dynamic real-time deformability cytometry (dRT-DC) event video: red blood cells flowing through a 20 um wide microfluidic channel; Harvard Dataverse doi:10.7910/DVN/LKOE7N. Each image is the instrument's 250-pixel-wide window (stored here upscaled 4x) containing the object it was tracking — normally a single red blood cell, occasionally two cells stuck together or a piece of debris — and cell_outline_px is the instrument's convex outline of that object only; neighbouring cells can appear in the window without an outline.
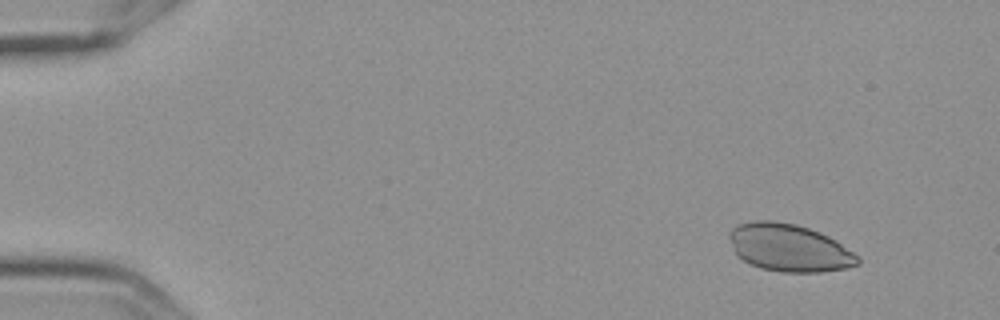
{"species": "Egyptian fruit bat (a non-hibernating species)", "species_latin": "Rousettus aegyptiacus", "temperature_condition": "cold", "stored_images_in_passage": 8, "camera_frame_rate_fps": 3000, "um_per_image_px": 0.085, "frame": {"image": 1, "passage_image": 2, "time_ms": 0.333, "image_size_px": [1000, 320], "cell_outline_px": [[860, 264], [844, 268], [820, 272], [780, 272], [760, 268], [744, 260], [736, 252], [728, 236], [728, 232], [736, 224], [756, 220], [772, 220], [796, 224], [820, 232], [836, 240], [860, 256]], "centroid_in_image_um": [67.1, 21.05], "position_along_channel_um": 17.9, "area_um2": 35.6}}